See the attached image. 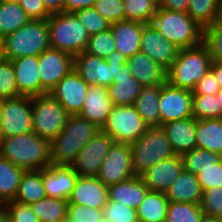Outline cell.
<instances>
[{
    "label": "cell",
    "instance_id": "obj_27",
    "mask_svg": "<svg viewBox=\"0 0 222 222\" xmlns=\"http://www.w3.org/2000/svg\"><path fill=\"white\" fill-rule=\"evenodd\" d=\"M203 190L195 174L183 170L165 192L170 202L201 204Z\"/></svg>",
    "mask_w": 222,
    "mask_h": 222
},
{
    "label": "cell",
    "instance_id": "obj_63",
    "mask_svg": "<svg viewBox=\"0 0 222 222\" xmlns=\"http://www.w3.org/2000/svg\"><path fill=\"white\" fill-rule=\"evenodd\" d=\"M217 24L222 28V15L220 16Z\"/></svg>",
    "mask_w": 222,
    "mask_h": 222
},
{
    "label": "cell",
    "instance_id": "obj_44",
    "mask_svg": "<svg viewBox=\"0 0 222 222\" xmlns=\"http://www.w3.org/2000/svg\"><path fill=\"white\" fill-rule=\"evenodd\" d=\"M202 43L207 47L212 62H222V28L218 24L203 28Z\"/></svg>",
    "mask_w": 222,
    "mask_h": 222
},
{
    "label": "cell",
    "instance_id": "obj_35",
    "mask_svg": "<svg viewBox=\"0 0 222 222\" xmlns=\"http://www.w3.org/2000/svg\"><path fill=\"white\" fill-rule=\"evenodd\" d=\"M24 171L0 156V204L15 198Z\"/></svg>",
    "mask_w": 222,
    "mask_h": 222
},
{
    "label": "cell",
    "instance_id": "obj_40",
    "mask_svg": "<svg viewBox=\"0 0 222 222\" xmlns=\"http://www.w3.org/2000/svg\"><path fill=\"white\" fill-rule=\"evenodd\" d=\"M203 213L200 204L169 202L165 222H198Z\"/></svg>",
    "mask_w": 222,
    "mask_h": 222
},
{
    "label": "cell",
    "instance_id": "obj_36",
    "mask_svg": "<svg viewBox=\"0 0 222 222\" xmlns=\"http://www.w3.org/2000/svg\"><path fill=\"white\" fill-rule=\"evenodd\" d=\"M40 222L62 221L67 216L68 200L45 197L37 202L29 204Z\"/></svg>",
    "mask_w": 222,
    "mask_h": 222
},
{
    "label": "cell",
    "instance_id": "obj_21",
    "mask_svg": "<svg viewBox=\"0 0 222 222\" xmlns=\"http://www.w3.org/2000/svg\"><path fill=\"white\" fill-rule=\"evenodd\" d=\"M77 178L78 174L71 166L50 165L42 169L43 187L47 197L68 200Z\"/></svg>",
    "mask_w": 222,
    "mask_h": 222
},
{
    "label": "cell",
    "instance_id": "obj_30",
    "mask_svg": "<svg viewBox=\"0 0 222 222\" xmlns=\"http://www.w3.org/2000/svg\"><path fill=\"white\" fill-rule=\"evenodd\" d=\"M196 147L222 156V118L197 120Z\"/></svg>",
    "mask_w": 222,
    "mask_h": 222
},
{
    "label": "cell",
    "instance_id": "obj_33",
    "mask_svg": "<svg viewBox=\"0 0 222 222\" xmlns=\"http://www.w3.org/2000/svg\"><path fill=\"white\" fill-rule=\"evenodd\" d=\"M187 14L202 28L217 24L222 15V0H189Z\"/></svg>",
    "mask_w": 222,
    "mask_h": 222
},
{
    "label": "cell",
    "instance_id": "obj_62",
    "mask_svg": "<svg viewBox=\"0 0 222 222\" xmlns=\"http://www.w3.org/2000/svg\"><path fill=\"white\" fill-rule=\"evenodd\" d=\"M2 98H0V125H1V119H2Z\"/></svg>",
    "mask_w": 222,
    "mask_h": 222
},
{
    "label": "cell",
    "instance_id": "obj_52",
    "mask_svg": "<svg viewBox=\"0 0 222 222\" xmlns=\"http://www.w3.org/2000/svg\"><path fill=\"white\" fill-rule=\"evenodd\" d=\"M219 91V84L214 77L213 71L209 69L205 76L197 82L192 90V95H216Z\"/></svg>",
    "mask_w": 222,
    "mask_h": 222
},
{
    "label": "cell",
    "instance_id": "obj_23",
    "mask_svg": "<svg viewBox=\"0 0 222 222\" xmlns=\"http://www.w3.org/2000/svg\"><path fill=\"white\" fill-rule=\"evenodd\" d=\"M196 127L197 120L193 117L161 125L176 155H182L196 148Z\"/></svg>",
    "mask_w": 222,
    "mask_h": 222
},
{
    "label": "cell",
    "instance_id": "obj_54",
    "mask_svg": "<svg viewBox=\"0 0 222 222\" xmlns=\"http://www.w3.org/2000/svg\"><path fill=\"white\" fill-rule=\"evenodd\" d=\"M95 0H65L64 12L74 13L77 10L93 7Z\"/></svg>",
    "mask_w": 222,
    "mask_h": 222
},
{
    "label": "cell",
    "instance_id": "obj_46",
    "mask_svg": "<svg viewBox=\"0 0 222 222\" xmlns=\"http://www.w3.org/2000/svg\"><path fill=\"white\" fill-rule=\"evenodd\" d=\"M200 205L204 214L222 218V187L204 190Z\"/></svg>",
    "mask_w": 222,
    "mask_h": 222
},
{
    "label": "cell",
    "instance_id": "obj_26",
    "mask_svg": "<svg viewBox=\"0 0 222 222\" xmlns=\"http://www.w3.org/2000/svg\"><path fill=\"white\" fill-rule=\"evenodd\" d=\"M113 105H133L143 86L132 76L127 63L116 73L114 82L107 87Z\"/></svg>",
    "mask_w": 222,
    "mask_h": 222
},
{
    "label": "cell",
    "instance_id": "obj_53",
    "mask_svg": "<svg viewBox=\"0 0 222 222\" xmlns=\"http://www.w3.org/2000/svg\"><path fill=\"white\" fill-rule=\"evenodd\" d=\"M159 8L187 13L189 0H158Z\"/></svg>",
    "mask_w": 222,
    "mask_h": 222
},
{
    "label": "cell",
    "instance_id": "obj_4",
    "mask_svg": "<svg viewBox=\"0 0 222 222\" xmlns=\"http://www.w3.org/2000/svg\"><path fill=\"white\" fill-rule=\"evenodd\" d=\"M207 47L198 46L180 49L176 60L167 70V82L174 87L193 90L211 67Z\"/></svg>",
    "mask_w": 222,
    "mask_h": 222
},
{
    "label": "cell",
    "instance_id": "obj_51",
    "mask_svg": "<svg viewBox=\"0 0 222 222\" xmlns=\"http://www.w3.org/2000/svg\"><path fill=\"white\" fill-rule=\"evenodd\" d=\"M19 4L30 20H46L51 16L43 0H21Z\"/></svg>",
    "mask_w": 222,
    "mask_h": 222
},
{
    "label": "cell",
    "instance_id": "obj_12",
    "mask_svg": "<svg viewBox=\"0 0 222 222\" xmlns=\"http://www.w3.org/2000/svg\"><path fill=\"white\" fill-rule=\"evenodd\" d=\"M113 143L109 134L99 130L80 150L71 167L78 176L96 177Z\"/></svg>",
    "mask_w": 222,
    "mask_h": 222
},
{
    "label": "cell",
    "instance_id": "obj_59",
    "mask_svg": "<svg viewBox=\"0 0 222 222\" xmlns=\"http://www.w3.org/2000/svg\"><path fill=\"white\" fill-rule=\"evenodd\" d=\"M218 101L220 102V106H222V89L216 94Z\"/></svg>",
    "mask_w": 222,
    "mask_h": 222
},
{
    "label": "cell",
    "instance_id": "obj_14",
    "mask_svg": "<svg viewBox=\"0 0 222 222\" xmlns=\"http://www.w3.org/2000/svg\"><path fill=\"white\" fill-rule=\"evenodd\" d=\"M192 97L191 90L174 87L168 82L162 84L158 108L161 125L193 117Z\"/></svg>",
    "mask_w": 222,
    "mask_h": 222
},
{
    "label": "cell",
    "instance_id": "obj_61",
    "mask_svg": "<svg viewBox=\"0 0 222 222\" xmlns=\"http://www.w3.org/2000/svg\"><path fill=\"white\" fill-rule=\"evenodd\" d=\"M98 222H112V221L110 219L105 218L104 216H102Z\"/></svg>",
    "mask_w": 222,
    "mask_h": 222
},
{
    "label": "cell",
    "instance_id": "obj_10",
    "mask_svg": "<svg viewBox=\"0 0 222 222\" xmlns=\"http://www.w3.org/2000/svg\"><path fill=\"white\" fill-rule=\"evenodd\" d=\"M148 128L133 105H114L101 130L109 134L116 143L131 144L138 140Z\"/></svg>",
    "mask_w": 222,
    "mask_h": 222
},
{
    "label": "cell",
    "instance_id": "obj_6",
    "mask_svg": "<svg viewBox=\"0 0 222 222\" xmlns=\"http://www.w3.org/2000/svg\"><path fill=\"white\" fill-rule=\"evenodd\" d=\"M50 48L75 56L85 52L89 34L74 13H53L47 19Z\"/></svg>",
    "mask_w": 222,
    "mask_h": 222
},
{
    "label": "cell",
    "instance_id": "obj_25",
    "mask_svg": "<svg viewBox=\"0 0 222 222\" xmlns=\"http://www.w3.org/2000/svg\"><path fill=\"white\" fill-rule=\"evenodd\" d=\"M127 65L132 71V76L143 87L160 85L167 82V70L141 51L127 58Z\"/></svg>",
    "mask_w": 222,
    "mask_h": 222
},
{
    "label": "cell",
    "instance_id": "obj_17",
    "mask_svg": "<svg viewBox=\"0 0 222 222\" xmlns=\"http://www.w3.org/2000/svg\"><path fill=\"white\" fill-rule=\"evenodd\" d=\"M179 48L166 40L150 23H143L140 51L168 70L176 60Z\"/></svg>",
    "mask_w": 222,
    "mask_h": 222
},
{
    "label": "cell",
    "instance_id": "obj_11",
    "mask_svg": "<svg viewBox=\"0 0 222 222\" xmlns=\"http://www.w3.org/2000/svg\"><path fill=\"white\" fill-rule=\"evenodd\" d=\"M0 137H14L32 133V97L19 96L2 99Z\"/></svg>",
    "mask_w": 222,
    "mask_h": 222
},
{
    "label": "cell",
    "instance_id": "obj_65",
    "mask_svg": "<svg viewBox=\"0 0 222 222\" xmlns=\"http://www.w3.org/2000/svg\"><path fill=\"white\" fill-rule=\"evenodd\" d=\"M0 58H2V46H1V39H0Z\"/></svg>",
    "mask_w": 222,
    "mask_h": 222
},
{
    "label": "cell",
    "instance_id": "obj_28",
    "mask_svg": "<svg viewBox=\"0 0 222 222\" xmlns=\"http://www.w3.org/2000/svg\"><path fill=\"white\" fill-rule=\"evenodd\" d=\"M149 189L140 176L108 186V200L116 201L137 210Z\"/></svg>",
    "mask_w": 222,
    "mask_h": 222
},
{
    "label": "cell",
    "instance_id": "obj_37",
    "mask_svg": "<svg viewBox=\"0 0 222 222\" xmlns=\"http://www.w3.org/2000/svg\"><path fill=\"white\" fill-rule=\"evenodd\" d=\"M180 157L183 163V170L195 175L199 170L214 167V164H217L222 160L220 154L197 147L191 151L183 153Z\"/></svg>",
    "mask_w": 222,
    "mask_h": 222
},
{
    "label": "cell",
    "instance_id": "obj_29",
    "mask_svg": "<svg viewBox=\"0 0 222 222\" xmlns=\"http://www.w3.org/2000/svg\"><path fill=\"white\" fill-rule=\"evenodd\" d=\"M161 87L162 84L143 87L133 104L148 127H161V116L158 109Z\"/></svg>",
    "mask_w": 222,
    "mask_h": 222
},
{
    "label": "cell",
    "instance_id": "obj_24",
    "mask_svg": "<svg viewBox=\"0 0 222 222\" xmlns=\"http://www.w3.org/2000/svg\"><path fill=\"white\" fill-rule=\"evenodd\" d=\"M116 51L127 58L140 52L143 23L123 20L110 24Z\"/></svg>",
    "mask_w": 222,
    "mask_h": 222
},
{
    "label": "cell",
    "instance_id": "obj_2",
    "mask_svg": "<svg viewBox=\"0 0 222 222\" xmlns=\"http://www.w3.org/2000/svg\"><path fill=\"white\" fill-rule=\"evenodd\" d=\"M101 130L79 114L69 115L60 134L50 141V163L71 166L85 144Z\"/></svg>",
    "mask_w": 222,
    "mask_h": 222
},
{
    "label": "cell",
    "instance_id": "obj_45",
    "mask_svg": "<svg viewBox=\"0 0 222 222\" xmlns=\"http://www.w3.org/2000/svg\"><path fill=\"white\" fill-rule=\"evenodd\" d=\"M103 216L112 222H139L135 209L116 201H107Z\"/></svg>",
    "mask_w": 222,
    "mask_h": 222
},
{
    "label": "cell",
    "instance_id": "obj_32",
    "mask_svg": "<svg viewBox=\"0 0 222 222\" xmlns=\"http://www.w3.org/2000/svg\"><path fill=\"white\" fill-rule=\"evenodd\" d=\"M46 197L42 170H28L22 174L17 193L13 199L21 204H31Z\"/></svg>",
    "mask_w": 222,
    "mask_h": 222
},
{
    "label": "cell",
    "instance_id": "obj_58",
    "mask_svg": "<svg viewBox=\"0 0 222 222\" xmlns=\"http://www.w3.org/2000/svg\"><path fill=\"white\" fill-rule=\"evenodd\" d=\"M0 222H9V216L3 204H0Z\"/></svg>",
    "mask_w": 222,
    "mask_h": 222
},
{
    "label": "cell",
    "instance_id": "obj_13",
    "mask_svg": "<svg viewBox=\"0 0 222 222\" xmlns=\"http://www.w3.org/2000/svg\"><path fill=\"white\" fill-rule=\"evenodd\" d=\"M131 159L130 144L114 142L96 177L107 187L132 178L135 174Z\"/></svg>",
    "mask_w": 222,
    "mask_h": 222
},
{
    "label": "cell",
    "instance_id": "obj_3",
    "mask_svg": "<svg viewBox=\"0 0 222 222\" xmlns=\"http://www.w3.org/2000/svg\"><path fill=\"white\" fill-rule=\"evenodd\" d=\"M2 58L13 60L23 56H39L50 48L46 20H30L24 26L1 39Z\"/></svg>",
    "mask_w": 222,
    "mask_h": 222
},
{
    "label": "cell",
    "instance_id": "obj_39",
    "mask_svg": "<svg viewBox=\"0 0 222 222\" xmlns=\"http://www.w3.org/2000/svg\"><path fill=\"white\" fill-rule=\"evenodd\" d=\"M192 116L196 120L222 118V106L216 95H193Z\"/></svg>",
    "mask_w": 222,
    "mask_h": 222
},
{
    "label": "cell",
    "instance_id": "obj_1",
    "mask_svg": "<svg viewBox=\"0 0 222 222\" xmlns=\"http://www.w3.org/2000/svg\"><path fill=\"white\" fill-rule=\"evenodd\" d=\"M0 156L25 171L46 169L51 165L50 141L34 132L0 137Z\"/></svg>",
    "mask_w": 222,
    "mask_h": 222
},
{
    "label": "cell",
    "instance_id": "obj_15",
    "mask_svg": "<svg viewBox=\"0 0 222 222\" xmlns=\"http://www.w3.org/2000/svg\"><path fill=\"white\" fill-rule=\"evenodd\" d=\"M74 56L49 48L39 55V78L42 88L49 93L58 82L73 70Z\"/></svg>",
    "mask_w": 222,
    "mask_h": 222
},
{
    "label": "cell",
    "instance_id": "obj_43",
    "mask_svg": "<svg viewBox=\"0 0 222 222\" xmlns=\"http://www.w3.org/2000/svg\"><path fill=\"white\" fill-rule=\"evenodd\" d=\"M21 96L18 93L15 70L11 60L0 58V98L8 99Z\"/></svg>",
    "mask_w": 222,
    "mask_h": 222
},
{
    "label": "cell",
    "instance_id": "obj_55",
    "mask_svg": "<svg viewBox=\"0 0 222 222\" xmlns=\"http://www.w3.org/2000/svg\"><path fill=\"white\" fill-rule=\"evenodd\" d=\"M43 2L51 14L64 12L65 0H43Z\"/></svg>",
    "mask_w": 222,
    "mask_h": 222
},
{
    "label": "cell",
    "instance_id": "obj_19",
    "mask_svg": "<svg viewBox=\"0 0 222 222\" xmlns=\"http://www.w3.org/2000/svg\"><path fill=\"white\" fill-rule=\"evenodd\" d=\"M108 201V187L97 177L78 176L68 203L103 210Z\"/></svg>",
    "mask_w": 222,
    "mask_h": 222
},
{
    "label": "cell",
    "instance_id": "obj_66",
    "mask_svg": "<svg viewBox=\"0 0 222 222\" xmlns=\"http://www.w3.org/2000/svg\"><path fill=\"white\" fill-rule=\"evenodd\" d=\"M42 222H61V221H52V220H49V221H42Z\"/></svg>",
    "mask_w": 222,
    "mask_h": 222
},
{
    "label": "cell",
    "instance_id": "obj_31",
    "mask_svg": "<svg viewBox=\"0 0 222 222\" xmlns=\"http://www.w3.org/2000/svg\"><path fill=\"white\" fill-rule=\"evenodd\" d=\"M169 200L165 193L148 191L137 208L139 222H165Z\"/></svg>",
    "mask_w": 222,
    "mask_h": 222
},
{
    "label": "cell",
    "instance_id": "obj_48",
    "mask_svg": "<svg viewBox=\"0 0 222 222\" xmlns=\"http://www.w3.org/2000/svg\"><path fill=\"white\" fill-rule=\"evenodd\" d=\"M9 216V222H40L31 207L27 204H21L10 200L3 203Z\"/></svg>",
    "mask_w": 222,
    "mask_h": 222
},
{
    "label": "cell",
    "instance_id": "obj_16",
    "mask_svg": "<svg viewBox=\"0 0 222 222\" xmlns=\"http://www.w3.org/2000/svg\"><path fill=\"white\" fill-rule=\"evenodd\" d=\"M89 85L73 69L64 76L49 94L71 114H79L83 108Z\"/></svg>",
    "mask_w": 222,
    "mask_h": 222
},
{
    "label": "cell",
    "instance_id": "obj_20",
    "mask_svg": "<svg viewBox=\"0 0 222 222\" xmlns=\"http://www.w3.org/2000/svg\"><path fill=\"white\" fill-rule=\"evenodd\" d=\"M182 171L181 157L174 155L147 169L140 177L149 191L165 193Z\"/></svg>",
    "mask_w": 222,
    "mask_h": 222
},
{
    "label": "cell",
    "instance_id": "obj_22",
    "mask_svg": "<svg viewBox=\"0 0 222 222\" xmlns=\"http://www.w3.org/2000/svg\"><path fill=\"white\" fill-rule=\"evenodd\" d=\"M113 103L105 86H89L86 99L79 115L102 129L113 108Z\"/></svg>",
    "mask_w": 222,
    "mask_h": 222
},
{
    "label": "cell",
    "instance_id": "obj_5",
    "mask_svg": "<svg viewBox=\"0 0 222 222\" xmlns=\"http://www.w3.org/2000/svg\"><path fill=\"white\" fill-rule=\"evenodd\" d=\"M151 24L166 40L179 49L198 46L202 43L203 28L187 13L158 8Z\"/></svg>",
    "mask_w": 222,
    "mask_h": 222
},
{
    "label": "cell",
    "instance_id": "obj_49",
    "mask_svg": "<svg viewBox=\"0 0 222 222\" xmlns=\"http://www.w3.org/2000/svg\"><path fill=\"white\" fill-rule=\"evenodd\" d=\"M67 216L76 222H98L103 216V210L68 203Z\"/></svg>",
    "mask_w": 222,
    "mask_h": 222
},
{
    "label": "cell",
    "instance_id": "obj_9",
    "mask_svg": "<svg viewBox=\"0 0 222 222\" xmlns=\"http://www.w3.org/2000/svg\"><path fill=\"white\" fill-rule=\"evenodd\" d=\"M69 115L49 93L32 96L33 132L39 137L53 140L66 126Z\"/></svg>",
    "mask_w": 222,
    "mask_h": 222
},
{
    "label": "cell",
    "instance_id": "obj_50",
    "mask_svg": "<svg viewBox=\"0 0 222 222\" xmlns=\"http://www.w3.org/2000/svg\"><path fill=\"white\" fill-rule=\"evenodd\" d=\"M202 190L212 187H222V160L214 167L204 168L196 174Z\"/></svg>",
    "mask_w": 222,
    "mask_h": 222
},
{
    "label": "cell",
    "instance_id": "obj_38",
    "mask_svg": "<svg viewBox=\"0 0 222 222\" xmlns=\"http://www.w3.org/2000/svg\"><path fill=\"white\" fill-rule=\"evenodd\" d=\"M159 8L158 0L124 1L125 20L150 24Z\"/></svg>",
    "mask_w": 222,
    "mask_h": 222
},
{
    "label": "cell",
    "instance_id": "obj_56",
    "mask_svg": "<svg viewBox=\"0 0 222 222\" xmlns=\"http://www.w3.org/2000/svg\"><path fill=\"white\" fill-rule=\"evenodd\" d=\"M210 69L213 71L220 89H222V62H212Z\"/></svg>",
    "mask_w": 222,
    "mask_h": 222
},
{
    "label": "cell",
    "instance_id": "obj_64",
    "mask_svg": "<svg viewBox=\"0 0 222 222\" xmlns=\"http://www.w3.org/2000/svg\"><path fill=\"white\" fill-rule=\"evenodd\" d=\"M5 1H7V2H14V3H20L21 2V0H5Z\"/></svg>",
    "mask_w": 222,
    "mask_h": 222
},
{
    "label": "cell",
    "instance_id": "obj_42",
    "mask_svg": "<svg viewBox=\"0 0 222 222\" xmlns=\"http://www.w3.org/2000/svg\"><path fill=\"white\" fill-rule=\"evenodd\" d=\"M81 24L87 29L89 36L110 28L107 21L94 7L80 9L74 12Z\"/></svg>",
    "mask_w": 222,
    "mask_h": 222
},
{
    "label": "cell",
    "instance_id": "obj_47",
    "mask_svg": "<svg viewBox=\"0 0 222 222\" xmlns=\"http://www.w3.org/2000/svg\"><path fill=\"white\" fill-rule=\"evenodd\" d=\"M93 7L110 23L125 20L122 0H95Z\"/></svg>",
    "mask_w": 222,
    "mask_h": 222
},
{
    "label": "cell",
    "instance_id": "obj_60",
    "mask_svg": "<svg viewBox=\"0 0 222 222\" xmlns=\"http://www.w3.org/2000/svg\"><path fill=\"white\" fill-rule=\"evenodd\" d=\"M61 222H76V221H74L70 217L66 216Z\"/></svg>",
    "mask_w": 222,
    "mask_h": 222
},
{
    "label": "cell",
    "instance_id": "obj_57",
    "mask_svg": "<svg viewBox=\"0 0 222 222\" xmlns=\"http://www.w3.org/2000/svg\"><path fill=\"white\" fill-rule=\"evenodd\" d=\"M198 222H222V218L213 217L203 213Z\"/></svg>",
    "mask_w": 222,
    "mask_h": 222
},
{
    "label": "cell",
    "instance_id": "obj_34",
    "mask_svg": "<svg viewBox=\"0 0 222 222\" xmlns=\"http://www.w3.org/2000/svg\"><path fill=\"white\" fill-rule=\"evenodd\" d=\"M30 18L20 4L0 0V39L24 26Z\"/></svg>",
    "mask_w": 222,
    "mask_h": 222
},
{
    "label": "cell",
    "instance_id": "obj_41",
    "mask_svg": "<svg viewBox=\"0 0 222 222\" xmlns=\"http://www.w3.org/2000/svg\"><path fill=\"white\" fill-rule=\"evenodd\" d=\"M114 42L112 31L109 28L106 31L91 35L85 52L106 59L116 50Z\"/></svg>",
    "mask_w": 222,
    "mask_h": 222
},
{
    "label": "cell",
    "instance_id": "obj_7",
    "mask_svg": "<svg viewBox=\"0 0 222 222\" xmlns=\"http://www.w3.org/2000/svg\"><path fill=\"white\" fill-rule=\"evenodd\" d=\"M131 146L134 174L140 176L155 164L176 155L161 127H149Z\"/></svg>",
    "mask_w": 222,
    "mask_h": 222
},
{
    "label": "cell",
    "instance_id": "obj_8",
    "mask_svg": "<svg viewBox=\"0 0 222 222\" xmlns=\"http://www.w3.org/2000/svg\"><path fill=\"white\" fill-rule=\"evenodd\" d=\"M126 63L127 57L116 50L106 59L83 52L74 56L73 69L89 86L108 87Z\"/></svg>",
    "mask_w": 222,
    "mask_h": 222
},
{
    "label": "cell",
    "instance_id": "obj_18",
    "mask_svg": "<svg viewBox=\"0 0 222 222\" xmlns=\"http://www.w3.org/2000/svg\"><path fill=\"white\" fill-rule=\"evenodd\" d=\"M11 62L15 70L18 93L21 96L48 94L42 88L39 78V56H23Z\"/></svg>",
    "mask_w": 222,
    "mask_h": 222
}]
</instances>
